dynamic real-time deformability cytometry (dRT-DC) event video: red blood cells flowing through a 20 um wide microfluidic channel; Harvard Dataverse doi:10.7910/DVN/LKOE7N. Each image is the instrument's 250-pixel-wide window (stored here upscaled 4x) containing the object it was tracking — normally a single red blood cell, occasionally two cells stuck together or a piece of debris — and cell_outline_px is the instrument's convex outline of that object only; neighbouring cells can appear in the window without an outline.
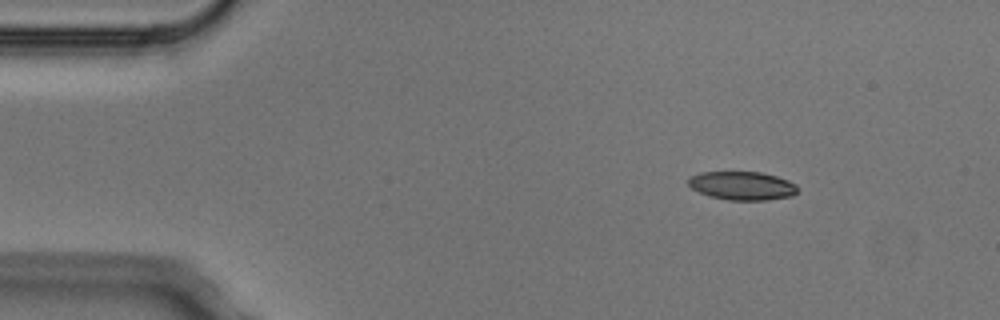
{"species": "Egyptian fruit bat (a non-hibernating species)", "species_latin": "Rousettus aegyptiacus", "temperature_condition": "cold", "stored_images_in_passage": 3, "camera_frame_rate_fps": 3000, "um_per_image_px": 0.085, "animal": {"sex": "male"}, "frame": {"image": 1, "passage_image": 1, "time_ms": 0.0, "image_size_px": [1000, 320], "cell_outline_px": [[800, 188], [792, 196], [768, 200], [728, 200], [708, 196], [692, 188], [688, 184], [688, 180], [692, 176], [700, 172], [760, 172], [776, 176], [788, 180], [796, 184]], "centroid_in_image_um": [63.11, 15.79], "position_along_channel_um": 21.9, "area_um2": 18.21}}